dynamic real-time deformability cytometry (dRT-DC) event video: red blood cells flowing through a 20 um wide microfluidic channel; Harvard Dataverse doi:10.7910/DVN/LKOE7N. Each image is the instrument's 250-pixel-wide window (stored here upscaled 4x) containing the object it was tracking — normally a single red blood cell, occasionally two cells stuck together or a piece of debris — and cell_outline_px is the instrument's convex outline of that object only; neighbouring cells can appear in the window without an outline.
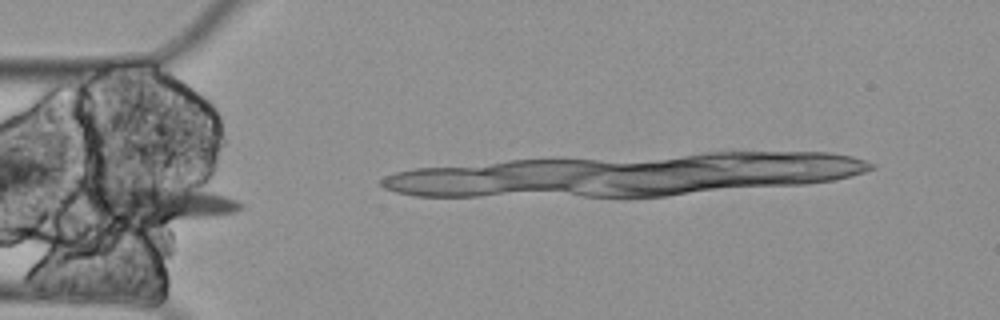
{"species": "Egyptian fruit bat (a non-hibernating species)", "species_latin": "Rousettus aegyptiacus", "temperature_condition": "cold", "stored_images_in_passage": 3, "segment_of_instrument_passage": [1, 2], "camera_frame_rate_fps": 3000, "um_per_image_px": 0.085, "animal": {"sex": "female"}, "frame": {"image": 1, "passage_image": 1, "time_ms": 0.0, "image_size_px": [1000, 320], "cell_outline_px": [[244, 208], [236, 212], [212, 216], [168, 220], [92, 220], [80, 204], [80, 180], [92, 176], [208, 192], [224, 196], [236, 200], [244, 204]], "centroid_in_image_um": [12.67, 17.11], "position_along_channel_um": 72.3, "area_um2": 36.82}}